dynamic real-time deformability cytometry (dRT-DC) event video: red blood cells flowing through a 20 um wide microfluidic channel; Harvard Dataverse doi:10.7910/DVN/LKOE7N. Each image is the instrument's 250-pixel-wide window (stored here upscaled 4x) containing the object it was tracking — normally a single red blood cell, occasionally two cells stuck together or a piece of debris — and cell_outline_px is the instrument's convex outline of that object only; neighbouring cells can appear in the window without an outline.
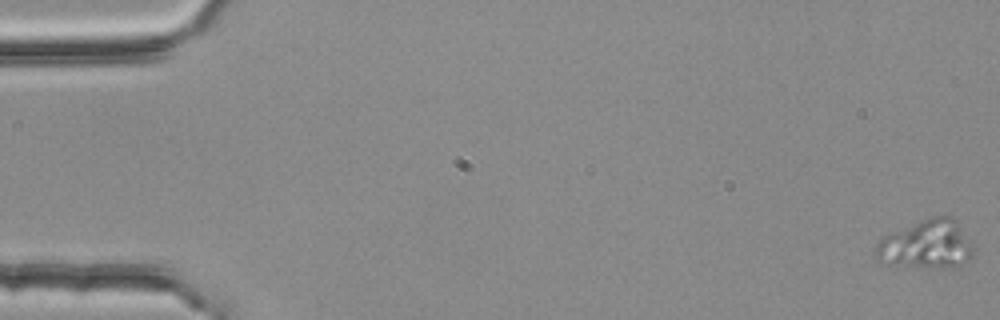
{"species": "common noctule bat (a hibernating species)", "species_latin": "Nyctalus noctula", "temperature_condition": "room temperature", "stored_images_in_passage": 4, "camera_frame_rate_fps": 3000, "um_per_image_px": 0.085, "animal": {"sex": "female", "body_mass_g": 25.1}, "frame": {"image": 1, "passage_image": 1, "time_ms": 0.0, "image_size_px": [1000, 320], "cell_outline_px": [[972, 256], [968, 260], [944, 268], [884, 264], [876, 260], [872, 252], [876, 244], [884, 236], [892, 232], [932, 216], [948, 216], [956, 224], [972, 244]], "centroid_in_image_um": [78.64, 20.8], "position_along_channel_um": 6.4, "area_um2": 27.05}}